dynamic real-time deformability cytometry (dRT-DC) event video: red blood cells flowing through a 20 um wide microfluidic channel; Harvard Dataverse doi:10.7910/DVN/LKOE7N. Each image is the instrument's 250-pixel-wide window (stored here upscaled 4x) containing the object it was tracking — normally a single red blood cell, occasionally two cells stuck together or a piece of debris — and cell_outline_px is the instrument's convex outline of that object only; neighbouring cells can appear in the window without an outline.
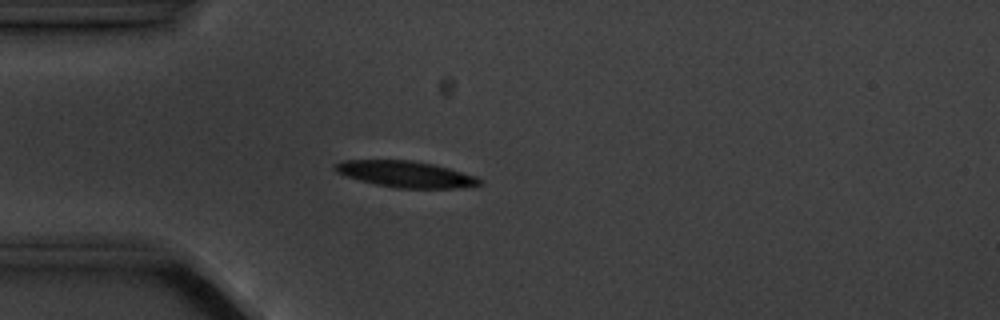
{"species": "common noctule bat (a hibernating species)", "species_latin": "Nyctalus noctula", "temperature_condition": "cold", "stored_images_in_passage": 4, "camera_frame_rate_fps": 3000, "um_per_image_px": 0.085, "animal": {"sex": "male", "body_mass_g": 20.1, "forearm_length_mm": 53.5}, "frame": {"image": 1, "passage_image": 4, "time_ms": 4.333, "image_size_px": [1000, 320], "cell_outline_px": [[480, 184], [452, 188], [396, 188], [376, 184], [360, 180], [336, 172], [332, 168], [332, 164], [344, 160], [412, 160], [432, 164], [448, 168], [476, 176], [480, 180]], "centroid_in_image_um": [34.41, 14.79], "position_along_channel_um": 50.6, "area_um2": 21.85}}